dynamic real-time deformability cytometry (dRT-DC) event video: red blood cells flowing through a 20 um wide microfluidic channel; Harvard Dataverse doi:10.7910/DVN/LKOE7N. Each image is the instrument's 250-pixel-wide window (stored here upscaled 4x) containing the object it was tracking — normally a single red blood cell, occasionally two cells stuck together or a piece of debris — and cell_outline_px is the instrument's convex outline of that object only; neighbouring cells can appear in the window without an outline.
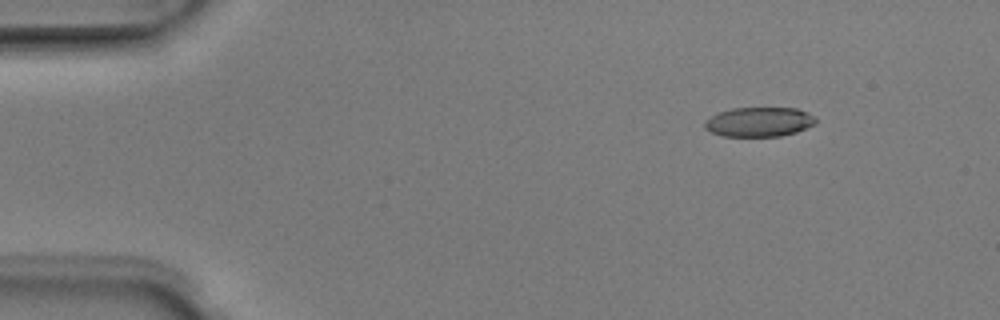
{"species": "Egyptian fruit bat (a non-hibernating species)", "species_latin": "Rousettus aegyptiacus", "temperature_condition": "room temperature", "stored_images_in_passage": 8, "camera_frame_rate_fps": 3000, "um_per_image_px": 0.085, "animal": {"sex": "male"}, "frame": {"image": 1, "passage_image": 2, "time_ms": 0.333, "image_size_px": [1000, 320], "cell_outline_px": [[816, 124], [796, 132], [780, 136], [720, 136], [704, 128], [704, 120], [720, 112], [732, 108], [796, 108], [808, 112], [816, 120]], "centroid_in_image_um": [64.52, 10.36], "position_along_channel_um": 20.5, "area_um2": 19.07}}
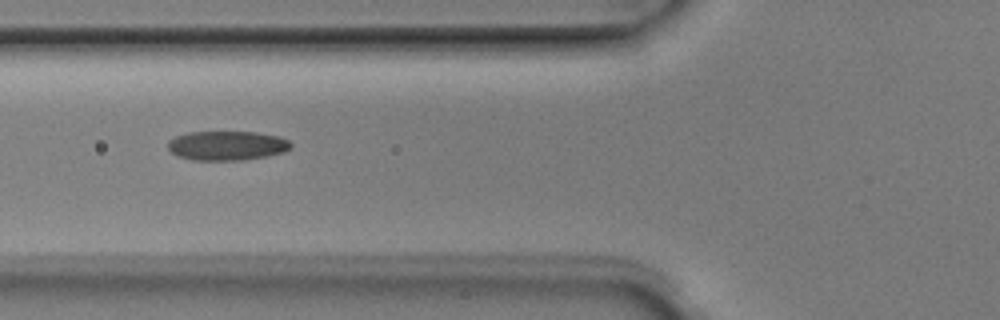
{"frame": {"image": 2, "passage_image": 5, "time_ms": 1.333, "image_size_px": [1000, 320], "cell_outline_px": [[292, 148], [284, 152], [268, 156], [244, 160], [192, 160], [176, 156], [168, 148], [168, 140], [176, 136], [188, 132], [256, 132], [280, 136], [288, 140], [292, 144]], "centroid_in_image_um": [19.31, 12.38], "position_along_channel_um": 106.5, "area_um2": 21.27}}
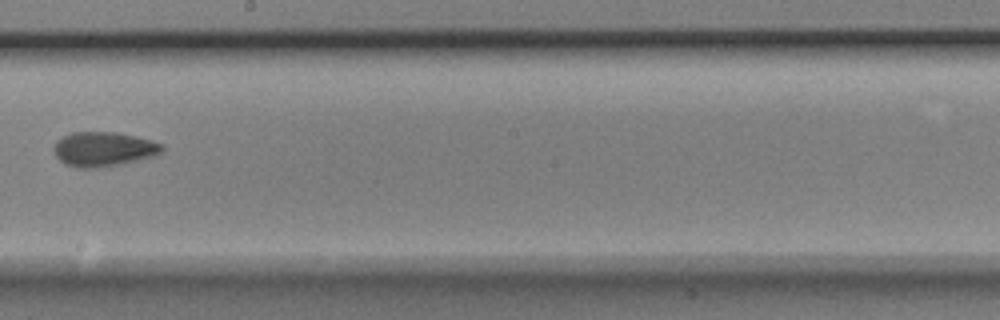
{"frame": {"image": 3, "passage_image": 8, "time_ms": 2.333, "image_size_px": [1000, 320], "cell_outline_px": [[164, 148], [156, 156], [96, 168], [76, 168], [64, 164], [56, 156], [52, 148], [56, 140], [72, 132], [116, 132], [136, 136], [164, 144]], "centroid_in_image_um": [8.77, 12.67], "position_along_channel_um": 239.4, "area_um2": 21.79}}